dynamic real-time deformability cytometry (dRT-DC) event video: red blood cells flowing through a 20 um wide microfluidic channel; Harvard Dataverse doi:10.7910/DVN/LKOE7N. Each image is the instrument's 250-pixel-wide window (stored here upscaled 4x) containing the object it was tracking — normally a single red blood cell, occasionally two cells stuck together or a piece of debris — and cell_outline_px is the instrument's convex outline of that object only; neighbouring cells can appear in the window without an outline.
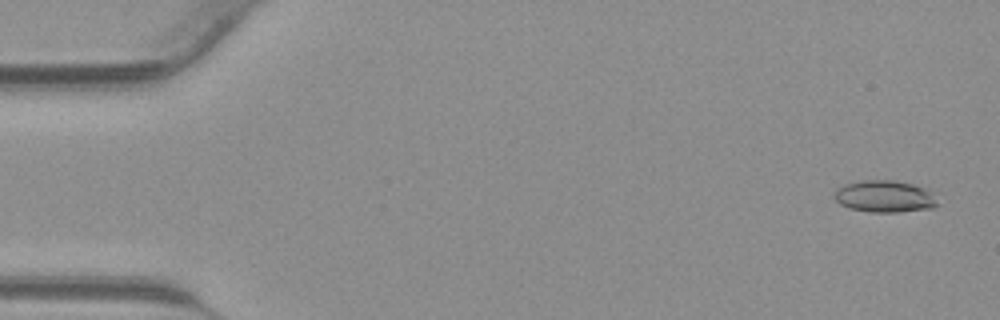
{"species": "common noctule bat (a hibernating species)", "species_latin": "Nyctalus noctula", "temperature_condition": "warm", "stored_images_in_passage": 18, "camera_frame_rate_fps": 3000, "um_per_image_px": 0.085, "animal": {"sex": "male", "body_mass_g": 23.1, "forearm_length_mm": 52.7}, "frame": {"image": 1, "passage_image": 2, "time_ms": 0.333, "image_size_px": [1000, 320], "cell_outline_px": [[940, 204], [932, 208], [900, 212], [872, 212], [848, 208], [840, 204], [832, 196], [832, 192], [836, 188], [844, 184], [860, 180], [892, 180], [912, 184], [924, 188]], "centroid_in_image_um": [75.11, 16.7], "position_along_channel_um": 9.9, "area_um2": 19.25}}
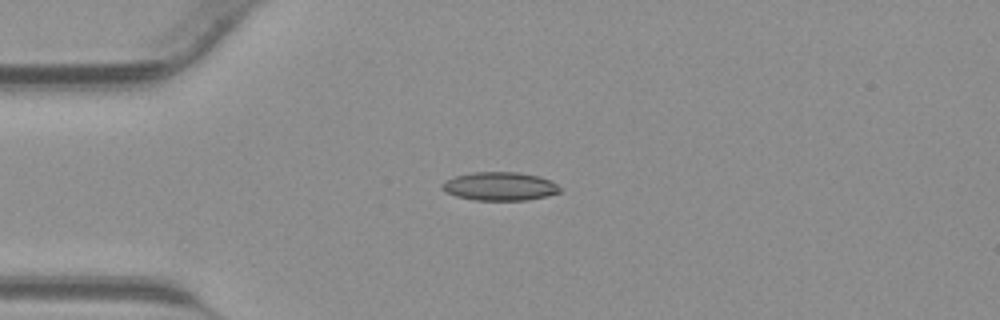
{"frame": {"image": 2, "passage_image": 11, "time_ms": 3.333, "image_size_px": [1000, 320], "cell_outline_px": [[560, 192], [548, 196], [528, 200], [472, 200], [456, 196], [444, 192], [440, 188], [440, 184], [444, 180], [456, 176], [472, 172], [516, 172], [536, 176], [548, 180], [556, 184], [560, 188]], "centroid_in_image_um": [42.41, 15.84], "position_along_channel_um": 42.6, "area_um2": 19.59}}
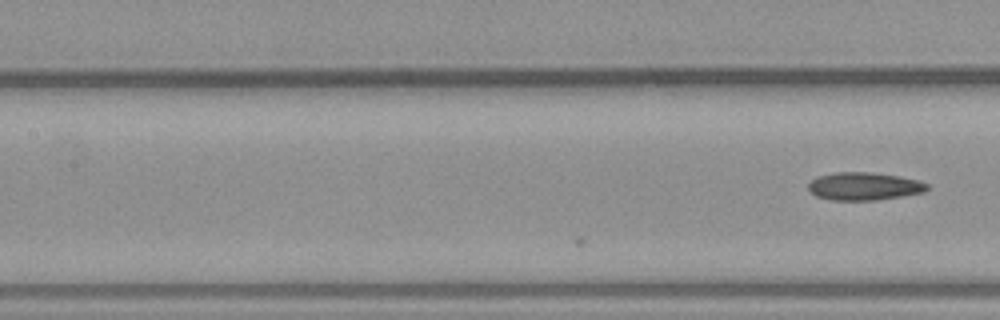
{"frame": {"image": 3, "passage_image": 18, "time_ms": 5.667, "image_size_px": [1000, 320], "cell_outline_px": [[928, 188], [924, 192], [904, 196], [876, 200], [828, 200], [816, 196], [808, 188], [808, 184], [816, 176], [836, 172], [872, 172], [900, 176], [916, 180], [928, 184]], "centroid_in_image_um": [73.43, 15.83], "position_along_channel_um": 134.0, "area_um2": 19.36}}